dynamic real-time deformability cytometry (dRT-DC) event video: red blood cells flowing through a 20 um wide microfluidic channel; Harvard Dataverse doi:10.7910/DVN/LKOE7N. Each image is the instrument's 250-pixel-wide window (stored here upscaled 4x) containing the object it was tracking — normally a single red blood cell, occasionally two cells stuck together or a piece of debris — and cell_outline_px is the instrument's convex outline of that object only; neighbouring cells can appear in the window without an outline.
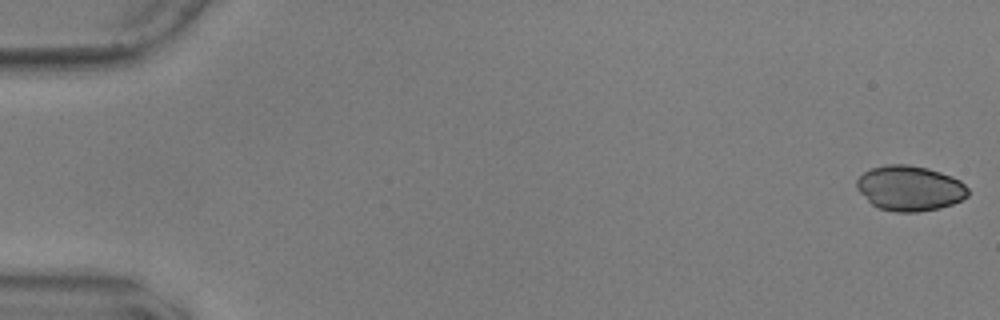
{"species": "common noctule bat (a hibernating species)", "species_latin": "Nyctalus noctula", "temperature_condition": "warm", "stored_images_in_passage": 17, "camera_frame_rate_fps": 3000, "um_per_image_px": 0.085, "animal": {"sex": "male", "body_mass_g": 17.9, "forearm_length_mm": 54.2}, "frame": {"image": 1, "passage_image": 1, "time_ms": 0.0, "image_size_px": [1000, 320], "cell_outline_px": [[968, 196], [952, 204], [940, 208], [916, 212], [896, 212], [880, 208], [872, 204], [856, 188], [856, 180], [864, 172], [872, 168], [884, 164], [908, 164], [928, 168], [952, 176], [960, 180], [968, 188]], "centroid_in_image_um": [77.33, 15.99], "position_along_channel_um": 7.7, "area_um2": 29.3}}
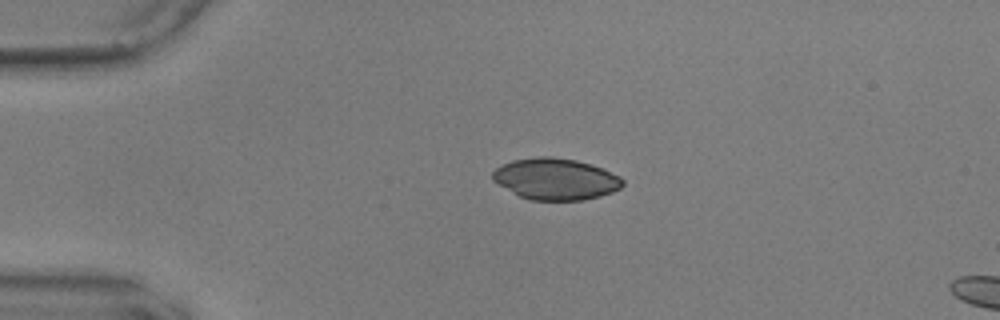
{"frame": {"image": 2, "passage_image": 13, "time_ms": 4.0, "image_size_px": [1000, 320], "cell_outline_px": [[624, 184], [620, 188], [612, 192], [600, 196], [584, 200], [528, 200], [520, 196], [492, 180], [492, 172], [500, 164], [512, 160], [536, 156], [552, 156], [576, 160], [592, 164], [604, 168], [620, 176], [624, 180]], "centroid_in_image_um": [47.24, 15.2], "position_along_channel_um": 37.8, "area_um2": 31.73}}